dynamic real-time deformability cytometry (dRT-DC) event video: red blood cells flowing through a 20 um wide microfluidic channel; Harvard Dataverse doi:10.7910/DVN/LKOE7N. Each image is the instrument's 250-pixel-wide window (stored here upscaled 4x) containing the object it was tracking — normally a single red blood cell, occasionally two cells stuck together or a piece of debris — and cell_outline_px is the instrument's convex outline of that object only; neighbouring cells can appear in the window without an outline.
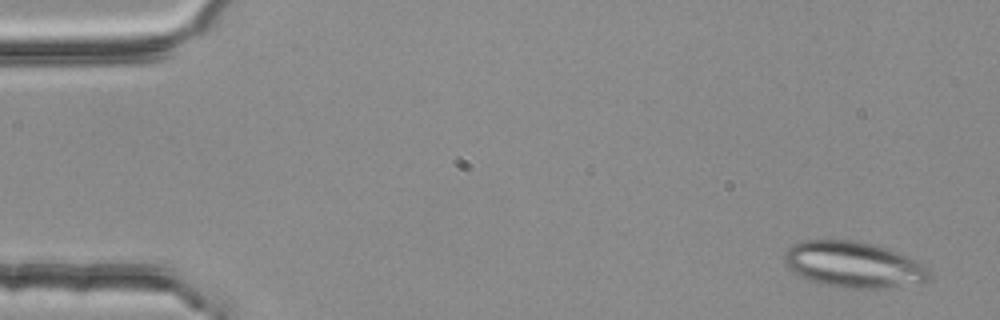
{"species": "common noctule bat (a hibernating species)", "species_latin": "Nyctalus noctula", "temperature_condition": "room temperature", "stored_images_in_passage": 4, "camera_frame_rate_fps": 3000, "um_per_image_px": 0.085, "animal": {"sex": "female", "body_mass_g": 25.1}, "frame": {"image": 1, "passage_image": 1, "time_ms": 0.0, "image_size_px": [1000, 320], "cell_outline_px": [[932, 272], [928, 280], [920, 284], [888, 288], [844, 288], [824, 284], [808, 280], [800, 276], [784, 260], [784, 252], [788, 248], [800, 240], [852, 240], [872, 244], [896, 252], [916, 260], [924, 264]], "centroid_in_image_um": [72.6, 22.5], "position_along_channel_um": 12.4, "area_um2": 38.78}}